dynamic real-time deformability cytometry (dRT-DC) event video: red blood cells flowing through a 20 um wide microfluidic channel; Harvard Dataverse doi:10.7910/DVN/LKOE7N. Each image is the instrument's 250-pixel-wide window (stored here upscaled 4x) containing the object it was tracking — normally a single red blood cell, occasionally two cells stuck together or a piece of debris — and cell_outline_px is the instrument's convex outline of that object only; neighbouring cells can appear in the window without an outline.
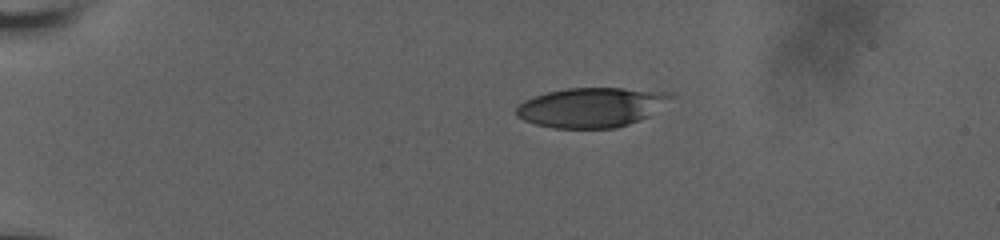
{"species": "human", "species_latin": "Homo sapiens", "temperature_condition": "room temperature", "stored_images_in_passage": 12, "camera_frame_rate_fps": 3000, "um_per_image_px": 0.085, "donor": {"sex": "male"}, "frame": {"image": 1, "passage_image": 1, "time_ms": 0.0, "image_size_px": [1000, 240], "cell_outline_px": [[676, 96], [648, 116], [628, 124], [616, 128], [556, 128], [536, 124], [524, 120], [516, 116], [516, 108], [524, 100], [548, 92], [568, 88], [620, 88], [672, 92]], "centroid_in_image_um": [50.29, 9.12], "position_along_channel_um": 34.7, "area_um2": 35.55}}